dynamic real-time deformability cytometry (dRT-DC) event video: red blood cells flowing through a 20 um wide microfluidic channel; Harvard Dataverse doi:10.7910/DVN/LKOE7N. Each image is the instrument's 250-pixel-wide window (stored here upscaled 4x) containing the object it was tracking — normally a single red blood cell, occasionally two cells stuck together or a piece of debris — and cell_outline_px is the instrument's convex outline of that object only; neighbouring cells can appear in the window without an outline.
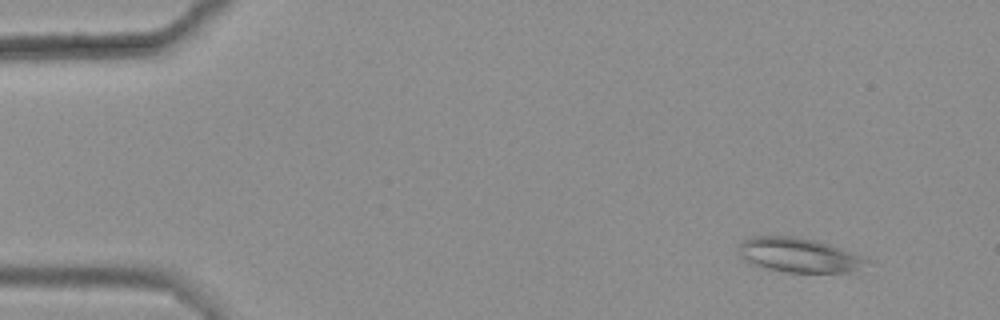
{"species": "common noctule bat (a hibernating species)", "species_latin": "Nyctalus noctula", "temperature_condition": "warm", "stored_images_in_passage": 9, "camera_frame_rate_fps": 3000, "um_per_image_px": 0.085, "animal": {"sex": "female", "body_mass_g": 25.1}, "frame": {"image": 1, "passage_image": 1, "time_ms": 0.0, "image_size_px": [1000, 320], "cell_outline_px": [[872, 260], [848, 272], [784, 272], [752, 264], [740, 256], [740, 244], [744, 240], [752, 236], [792, 236], [812, 240], [828, 244], [864, 256]], "centroid_in_image_um": [67.89, 21.68], "position_along_channel_um": 17.1, "area_um2": 25.14}}
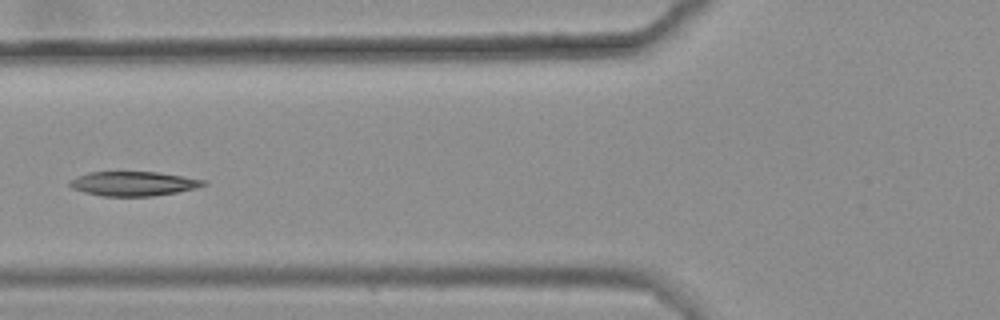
{"frame": {"image": 2, "passage_image": 6, "time_ms": 1.667, "image_size_px": [1000, 320], "cell_outline_px": [[208, 184], [176, 192], [152, 196], [100, 196], [84, 192], [72, 188], [68, 184], [68, 180], [88, 172], [156, 172], [184, 176], [204, 180]], "centroid_in_image_um": [11.28, 15.61], "position_along_channel_um": 114.5, "area_um2": 18.9}}
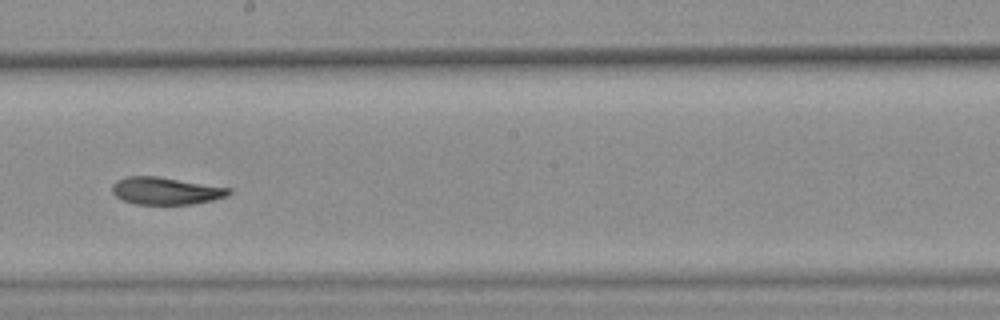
{"frame": {"image": 3, "passage_image": 9, "time_ms": 2.667, "image_size_px": [1000, 320], "cell_outline_px": [[232, 192], [228, 196], [212, 200], [192, 204], [136, 204], [124, 200], [116, 196], [112, 192], [112, 184], [116, 180], [128, 176], [156, 176], [232, 188]], "centroid_in_image_um": [14.1, 16.22], "position_along_channel_um": 234.1, "area_um2": 18.55}}